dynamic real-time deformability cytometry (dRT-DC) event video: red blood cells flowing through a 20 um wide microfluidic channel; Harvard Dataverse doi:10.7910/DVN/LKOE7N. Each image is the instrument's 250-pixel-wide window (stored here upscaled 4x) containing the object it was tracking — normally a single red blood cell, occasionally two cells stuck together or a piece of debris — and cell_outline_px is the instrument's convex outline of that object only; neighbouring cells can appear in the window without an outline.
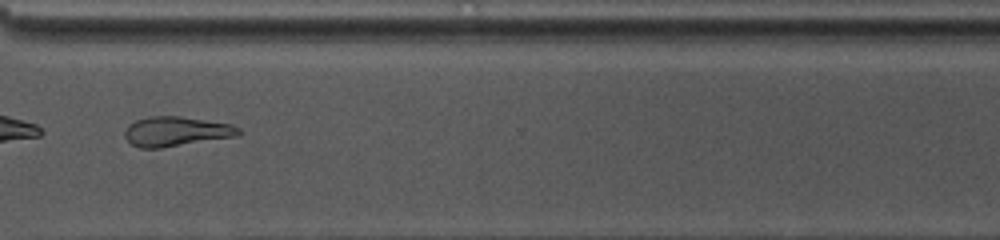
{"species": "common noctule bat (a hibernating species)", "species_latin": "Nyctalus noctula", "temperature_condition": "warm", "stored_images_in_passage": 34, "camera_frame_rate_fps": 3000, "um_per_image_px": 0.085, "animal": {"sex": "female", "body_mass_g": 10.0, "forearm_length_mm": 53.1}, "frame": {"image": 1, "passage_image": 25, "time_ms": 8.0, "image_size_px": [1000, 240], "cell_outline_px": [[240, 136], [160, 148], [140, 148], [132, 144], [124, 136], [124, 132], [128, 124], [136, 120], [148, 116], [180, 116], [232, 124], [240, 128]], "centroid_in_image_um": [14.98, 11.17], "position_along_channel_um": 355.6, "area_um2": 19.83}}